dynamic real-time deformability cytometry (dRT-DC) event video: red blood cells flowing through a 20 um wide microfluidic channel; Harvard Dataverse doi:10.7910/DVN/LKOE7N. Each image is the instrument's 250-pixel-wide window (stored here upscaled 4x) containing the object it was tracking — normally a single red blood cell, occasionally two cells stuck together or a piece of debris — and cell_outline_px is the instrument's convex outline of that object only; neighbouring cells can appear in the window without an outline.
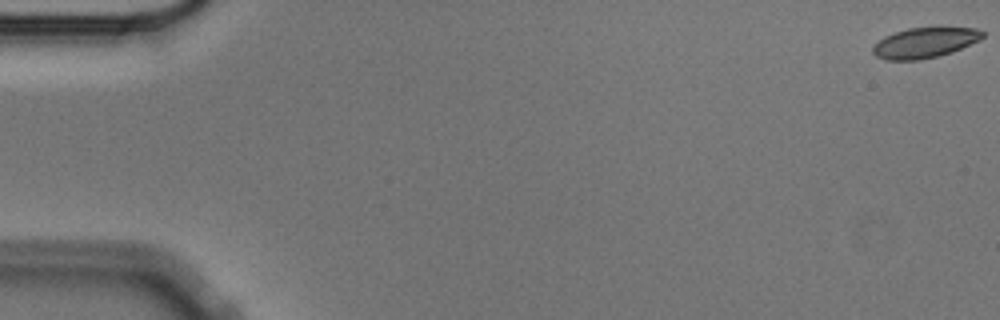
{"species": "Egyptian fruit bat (a non-hibernating species)", "species_latin": "Rousettus aegyptiacus", "temperature_condition": "cold", "stored_images_in_passage": 58, "camera_frame_rate_fps": 3000, "um_per_image_px": 0.085, "animal": {"sex": "male"}, "frame": {"image": 1, "passage_image": 1, "time_ms": 0.0, "image_size_px": [1000, 320], "cell_outline_px": [[984, 36], [980, 40], [952, 52], [920, 60], [884, 60], [876, 56], [872, 52], [872, 48], [884, 36], [908, 28], [932, 24], [940, 24], [976, 28], [984, 32]], "centroid_in_image_um": [78.66, 3.57], "position_along_channel_um": 6.3, "area_um2": 20.29}}
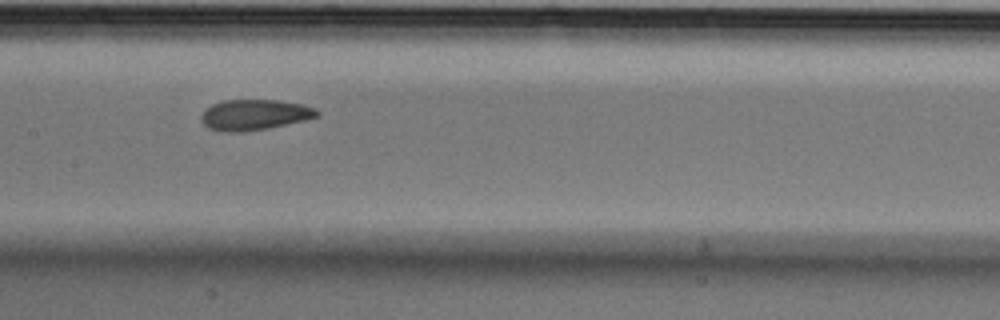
{"frame": {"image": 2, "passage_image": 29, "time_ms": 9.333, "image_size_px": [1000, 320], "cell_outline_px": [[320, 116], [304, 120], [268, 128], [240, 132], [220, 132], [208, 128], [200, 120], [200, 116], [204, 108], [220, 100], [280, 100], [304, 104], [316, 108], [320, 112]], "centroid_in_image_um": [21.61, 9.75], "position_along_channel_um": 185.8, "area_um2": 21.04}}
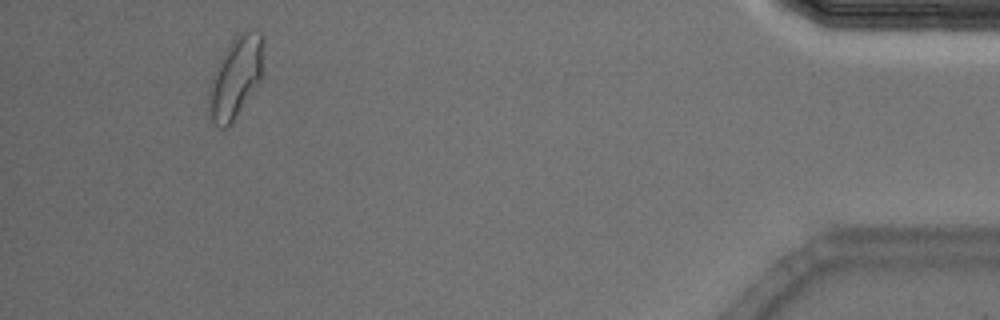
{"frame": {"image": 3, "passage_image": 54, "time_ms": 17.667, "image_size_px": [1000, 320], "cell_outline_px": [[264, 40], [260, 80], [232, 124], [228, 128], [220, 128], [208, 120], [208, 88], [212, 76], [224, 52], [232, 40], [236, 36], [244, 32], [260, 32], [264, 36]], "centroid_in_image_um": [19.99, 6.66], "position_along_channel_um": 415.2, "area_um2": 25.84}, "authors_computed_cell_mechanics": {"area_um2": 20.9236, "velocity_mm_per_s": 3.5246, "shape_relaxation_time_tau1_ms": 6.7175, "shape_relaxation_time_tau2_ms": 1.9706, "deformation_change_tau1": 0.1307, "deformation_change_tau2": 0.0646}}